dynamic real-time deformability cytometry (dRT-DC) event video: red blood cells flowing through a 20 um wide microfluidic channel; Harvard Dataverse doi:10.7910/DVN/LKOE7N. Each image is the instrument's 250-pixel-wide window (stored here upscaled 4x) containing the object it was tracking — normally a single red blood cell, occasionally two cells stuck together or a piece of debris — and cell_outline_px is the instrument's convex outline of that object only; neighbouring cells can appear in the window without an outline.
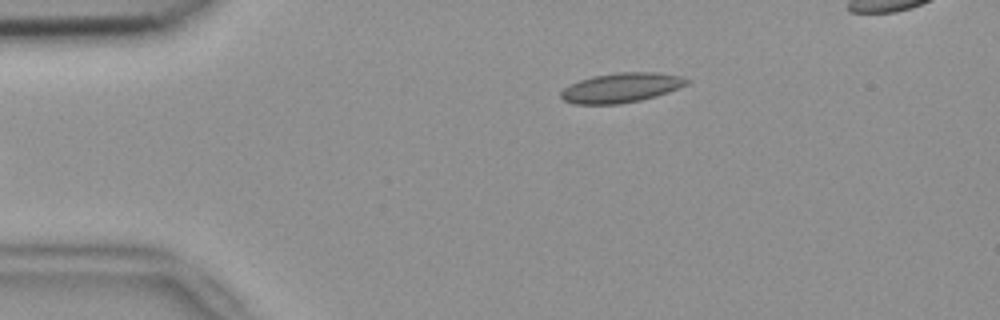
{"species": "common noctule bat (a hibernating species)", "species_latin": "Nyctalus noctula", "temperature_condition": "room temperature", "stored_images_in_passage": 37, "camera_frame_rate_fps": 3000, "um_per_image_px": 0.085, "animal": {"sex": "female", "body_mass_g": 18.4}, "frame": {"image": 1, "passage_image": 1, "time_ms": 0.0, "image_size_px": [1000, 320], "cell_outline_px": [[692, 80], [688, 84], [668, 92], [656, 96], [640, 100], [620, 104], [576, 104], [564, 100], [560, 96], [560, 92], [564, 88], [580, 80], [592, 76], [616, 72], [656, 72], [680, 76]], "centroid_in_image_um": [52.82, 7.45], "position_along_channel_um": 32.2, "area_um2": 21.73}}
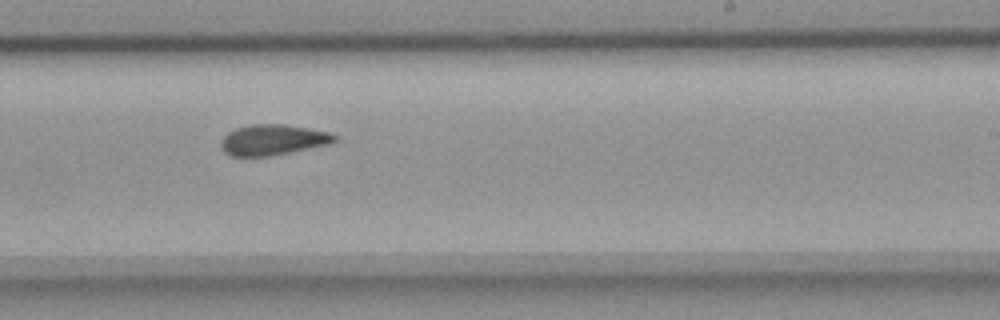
{"frame": {"image": 2, "passage_image": 23, "time_ms": 7.333, "image_size_px": [1000, 320], "cell_outline_px": [[336, 140], [332, 144], [268, 156], [232, 156], [224, 152], [220, 144], [220, 140], [232, 128], [252, 124], [284, 124], [308, 128], [328, 132], [336, 136]], "centroid_in_image_um": [23.16, 11.88], "position_along_channel_um": 265.8, "area_um2": 20.35}}
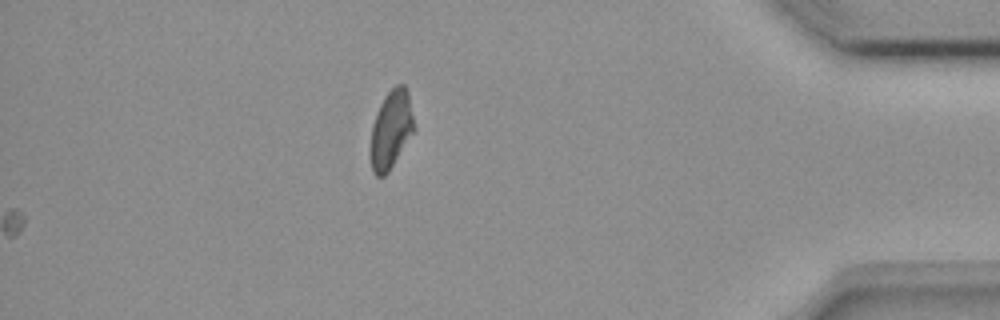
{"frame": {"image": 3, "passage_image": 37, "time_ms": 12.0, "image_size_px": [1000, 320], "cell_outline_px": [[416, 128], [388, 172], [384, 176], [376, 176], [372, 172], [368, 156], [368, 148], [372, 124], [376, 112], [384, 96], [396, 84], [404, 84], [408, 92]], "centroid_in_image_um": [33.2, 11.03], "position_along_channel_um": 402.0, "area_um2": 20.4}, "authors_computed_cell_mechanics": {"area_um2": 20.519, "velocity_mm_per_s": 3.8131, "shape_relaxation_time_tau1_ms": null, "shape_relaxation_time_tau2_ms": 4.2327, "deformation_change_tau1": null, "deformation_change_tau2": 0.0979}}